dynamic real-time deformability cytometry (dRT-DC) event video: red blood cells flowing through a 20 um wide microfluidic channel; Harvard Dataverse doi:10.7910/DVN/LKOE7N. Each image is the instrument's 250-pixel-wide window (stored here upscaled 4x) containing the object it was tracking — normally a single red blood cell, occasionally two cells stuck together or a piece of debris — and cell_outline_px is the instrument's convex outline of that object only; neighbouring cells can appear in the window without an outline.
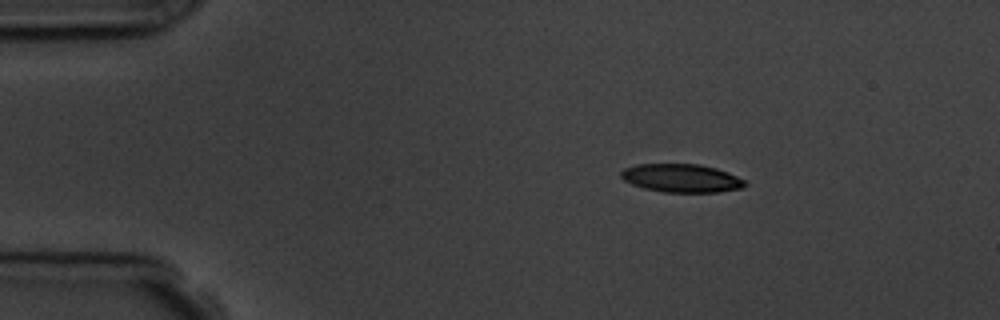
{"species": "common noctule bat (a hibernating species)", "species_latin": "Nyctalus noctula", "temperature_condition": "room temperature", "stored_images_in_passage": 3, "camera_frame_rate_fps": 3000, "um_per_image_px": 0.085, "animal": {"sex": "male", "body_mass_g": 19.5, "forearm_length_mm": 54.6}, "frame": {"image": 1, "passage_image": 1, "time_ms": 0.0, "image_size_px": [1000, 320], "cell_outline_px": [[748, 184], [740, 188], [720, 192], [664, 192], [644, 188], [632, 184], [624, 180], [620, 176], [620, 172], [624, 168], [636, 164], [700, 164], [716, 168], [728, 172], [744, 180]], "centroid_in_image_um": [57.91, 15.14], "position_along_channel_um": 27.1, "area_um2": 20.46}}